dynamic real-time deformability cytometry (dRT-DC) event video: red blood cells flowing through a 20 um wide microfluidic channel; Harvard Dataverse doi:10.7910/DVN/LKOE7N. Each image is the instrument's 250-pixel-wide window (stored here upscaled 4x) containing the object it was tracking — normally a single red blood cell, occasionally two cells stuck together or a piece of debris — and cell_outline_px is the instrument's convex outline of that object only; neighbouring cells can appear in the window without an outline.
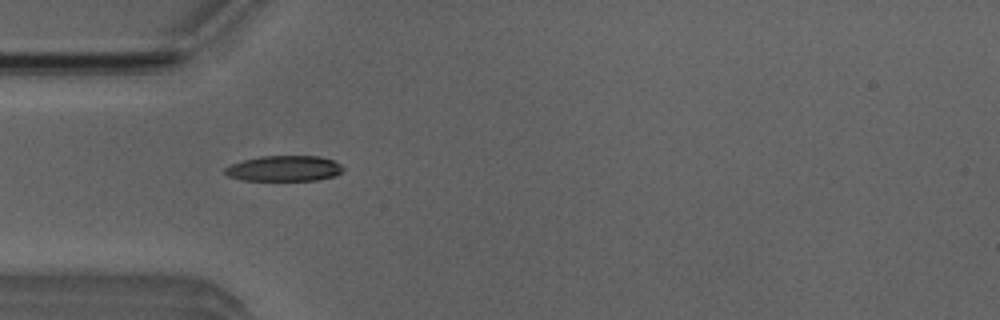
{"species": "Egyptian fruit bat (a non-hibernating species)", "species_latin": "Rousettus aegyptiacus", "temperature_condition": "room temperature", "stored_images_in_passage": 31, "camera_frame_rate_fps": 3000, "um_per_image_px": 0.085, "animal": {"sex": "male"}, "frame": {"image": 1, "passage_image": 1, "time_ms": 0.0, "image_size_px": [1000, 320], "cell_outline_px": [[344, 168], [336, 176], [316, 180], [244, 180], [228, 176], [224, 172], [224, 168], [232, 164], [244, 160], [260, 156], [320, 156], [332, 160], [340, 164]], "centroid_in_image_um": [24.16, 14.32], "position_along_channel_um": 60.8, "area_um2": 17.51}}
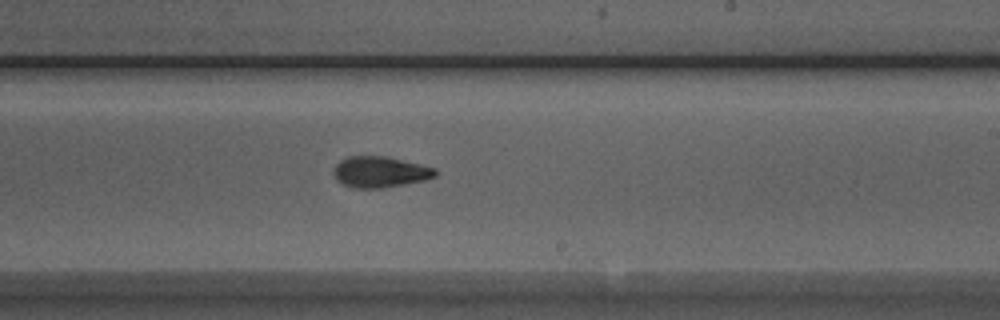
{"frame": {"image": 2, "passage_image": 16, "time_ms": 5.0, "image_size_px": [1000, 320], "cell_outline_px": [[440, 172], [436, 176], [424, 180], [404, 184], [380, 188], [352, 188], [336, 180], [332, 172], [336, 164], [340, 160], [348, 156], [388, 156], [436, 168]], "centroid_in_image_um": [32.31, 14.61], "position_along_channel_um": 256.7, "area_um2": 18.55}}
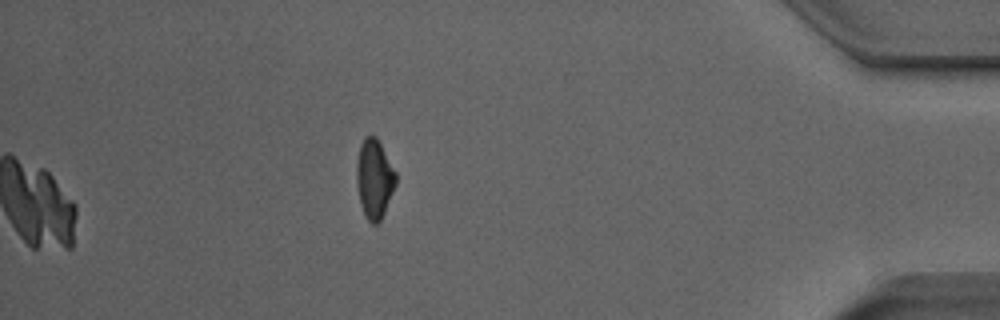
{"frame": {"image": 3, "passage_image": 31, "time_ms": 10.0, "image_size_px": [1000, 320], "cell_outline_px": [[396, 184], [384, 212], [380, 220], [376, 224], [372, 224], [364, 216], [360, 204], [356, 184], [356, 164], [360, 144], [364, 136], [376, 136], [396, 172]], "centroid_in_image_um": [31.79, 15.2], "position_along_channel_um": 403.4, "area_um2": 18.15}, "authors_computed_cell_mechanics": {"area_um2": 18.4382, "velocity_mm_per_s": 3.948, "shape_relaxation_time_tau1_ms": 4.0457, "shape_relaxation_time_tau2_ms": 2.8638, "deformation_change_tau1": 0.1548, "deformation_change_tau2": 0.1018}}